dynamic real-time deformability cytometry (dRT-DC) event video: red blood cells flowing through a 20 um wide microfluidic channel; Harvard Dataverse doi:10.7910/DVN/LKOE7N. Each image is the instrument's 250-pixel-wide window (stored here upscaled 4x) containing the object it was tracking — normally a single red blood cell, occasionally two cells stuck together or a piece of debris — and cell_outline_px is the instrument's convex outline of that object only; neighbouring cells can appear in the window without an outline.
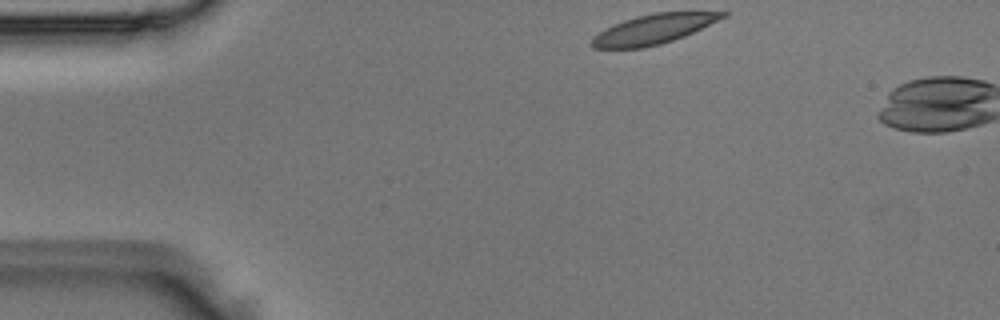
{"species": "Egyptian fruit bat (a non-hibernating species)", "species_latin": "Rousettus aegyptiacus", "temperature_condition": "room temperature", "stored_images_in_passage": 2, "camera_frame_rate_fps": 3000, "um_per_image_px": 0.085, "animal": {"sex": "male"}, "frame": {"image": 1, "passage_image": 1, "time_ms": 0.0, "image_size_px": [1000, 320], "cell_outline_px": [[728, 16], [684, 36], [660, 44], [644, 48], [592, 48], [588, 44], [592, 36], [604, 28], [624, 20], [636, 16], [656, 12], [728, 12]], "centroid_in_image_um": [55.48, 2.48], "position_along_channel_um": 29.5, "area_um2": 22.66}}